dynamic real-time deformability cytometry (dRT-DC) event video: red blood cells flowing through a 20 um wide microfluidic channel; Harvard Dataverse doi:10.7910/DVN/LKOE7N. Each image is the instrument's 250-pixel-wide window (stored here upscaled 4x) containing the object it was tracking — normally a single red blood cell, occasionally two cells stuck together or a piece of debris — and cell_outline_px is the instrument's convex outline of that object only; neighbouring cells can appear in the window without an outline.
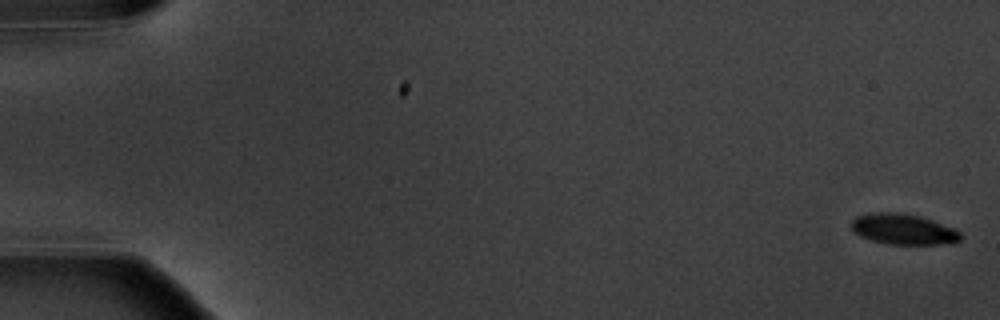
{"species": "common noctule bat (a hibernating species)", "species_latin": "Nyctalus noctula", "temperature_condition": "warm", "stored_images_in_passage": 6, "camera_frame_rate_fps": 3000, "um_per_image_px": 0.085, "animal": {"sex": "male", "body_mass_g": 20.1, "forearm_length_mm": 53.5}, "frame": {"image": 1, "passage_image": 1, "time_ms": 0.0, "image_size_px": [1000, 320], "cell_outline_px": [[960, 240], [940, 244], [888, 244], [872, 240], [860, 236], [848, 224], [856, 216], [868, 212], [896, 212], [920, 216], [932, 220], [952, 228], [960, 232]], "centroid_in_image_um": [76.7, 19.46], "position_along_channel_um": 8.3, "area_um2": 19.36}}
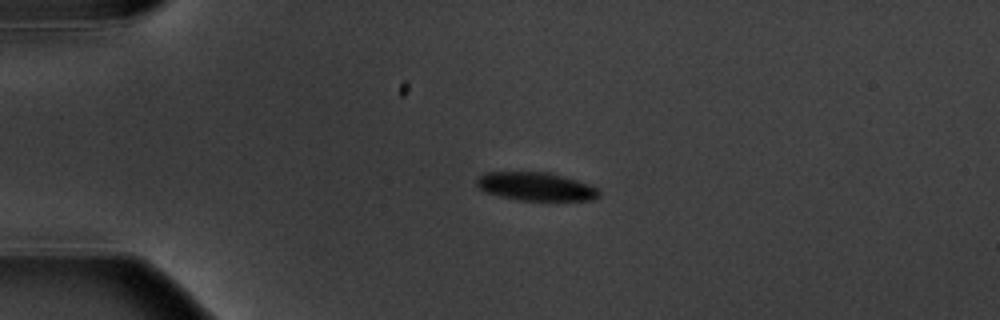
{"frame": {"image": 2, "passage_image": 5, "time_ms": 4.333, "image_size_px": [1000, 320], "cell_outline_px": [[600, 196], [596, 200], [520, 200], [500, 196], [484, 192], [476, 184], [476, 176], [484, 172], [544, 172], [576, 180], [588, 184], [596, 188], [600, 192]], "centroid_in_image_um": [45.5, 15.85], "position_along_channel_um": 39.5, "area_um2": 20.11}}
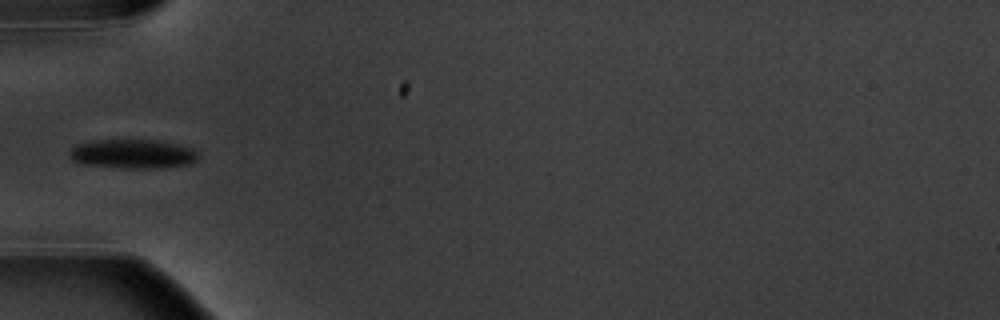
{"frame": {"image": 3, "passage_image": 6, "time_ms": 6.333, "image_size_px": [1000, 320], "cell_outline_px": [[200, 156], [196, 160], [188, 164], [156, 168], [124, 168], [84, 164], [72, 160], [68, 156], [68, 152], [76, 144], [92, 140], [156, 140], [176, 144], [192, 148]], "centroid_in_image_um": [11.24, 13.08], "position_along_channel_um": 73.8, "area_um2": 21.85}}